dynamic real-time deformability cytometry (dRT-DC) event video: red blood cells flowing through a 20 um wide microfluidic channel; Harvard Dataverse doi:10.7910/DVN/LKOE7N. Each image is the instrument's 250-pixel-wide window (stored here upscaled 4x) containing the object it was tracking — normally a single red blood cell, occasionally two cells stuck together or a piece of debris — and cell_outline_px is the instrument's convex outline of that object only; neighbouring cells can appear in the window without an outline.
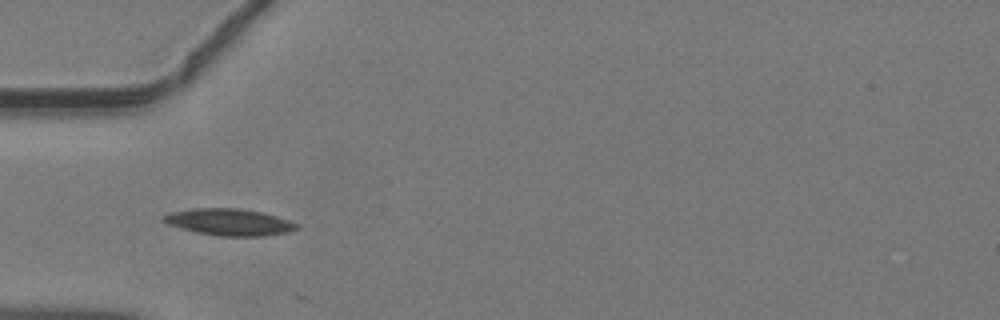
{"species": "common noctule bat (a hibernating species)", "species_latin": "Nyctalus noctula", "temperature_condition": "warm", "stored_images_in_passage": 10, "camera_frame_rate_fps": 3000, "um_per_image_px": 0.085, "animal": {"sex": "male", "body_mass_g": 19.2, "forearm_length_mm": 51.8}, "frame": {"image": 1, "passage_image": 3, "time_ms": 0.667, "image_size_px": [1000, 320], "cell_outline_px": [[300, 228], [288, 232], [264, 236], [220, 236], [196, 232], [168, 224], [160, 220], [160, 216], [172, 212], [192, 208], [240, 208], [260, 212], [276, 216], [300, 224]], "centroid_in_image_um": [19.49, 18.87], "position_along_channel_um": 65.5, "area_um2": 20.81}}
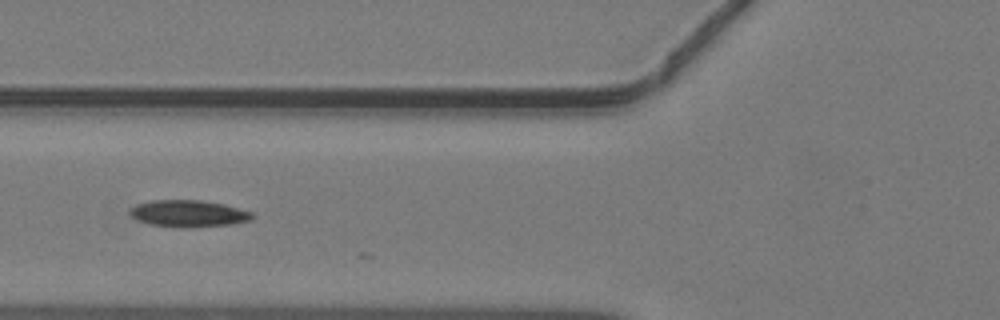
{"frame": {"image": 2, "passage_image": 6, "time_ms": 1.667, "image_size_px": [1000, 320], "cell_outline_px": [[256, 216], [252, 220], [228, 224], [192, 228], [176, 228], [152, 224], [136, 220], [128, 216], [128, 208], [136, 204], [152, 200], [200, 200], [224, 204], [252, 212]], "centroid_in_image_um": [15.97, 18.15], "position_along_channel_um": 109.8, "area_um2": 19.48}}
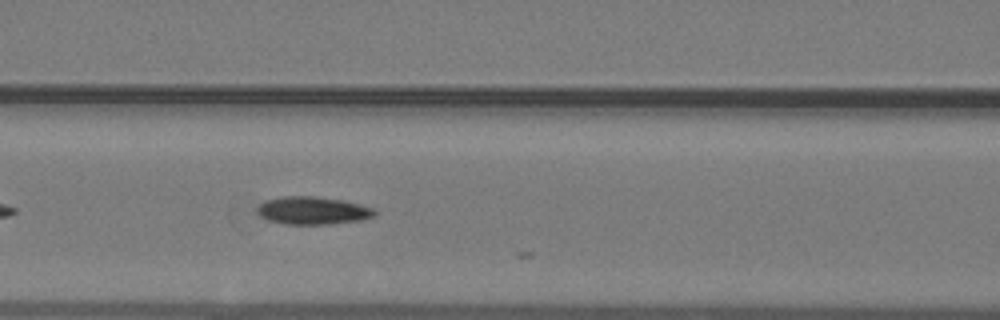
{"frame": {"image": 3, "passage_image": 8, "time_ms": 2.333, "image_size_px": [1000, 320], "cell_outline_px": [[376, 216], [360, 220], [328, 224], [284, 224], [268, 220], [260, 216], [256, 212], [256, 208], [264, 200], [284, 196], [312, 196], [344, 200], [372, 208], [376, 212]], "centroid_in_image_um": [26.54, 17.89], "position_along_channel_um": 140.1, "area_um2": 19.02}}